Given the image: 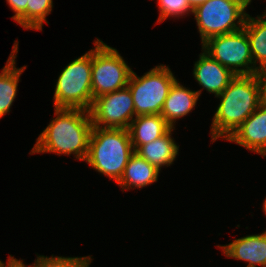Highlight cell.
<instances>
[{
	"instance_id": "6da1fadb",
	"label": "cell",
	"mask_w": 266,
	"mask_h": 267,
	"mask_svg": "<svg viewBox=\"0 0 266 267\" xmlns=\"http://www.w3.org/2000/svg\"><path fill=\"white\" fill-rule=\"evenodd\" d=\"M52 118L36 139L30 155L55 153L85 161L93 127L90 111L83 109L54 108Z\"/></svg>"
},
{
	"instance_id": "7a4b0ae2",
	"label": "cell",
	"mask_w": 266,
	"mask_h": 267,
	"mask_svg": "<svg viewBox=\"0 0 266 267\" xmlns=\"http://www.w3.org/2000/svg\"><path fill=\"white\" fill-rule=\"evenodd\" d=\"M215 98L220 103L211 124V140H227L231 134L262 104L256 75H236Z\"/></svg>"
},
{
	"instance_id": "3957f363",
	"label": "cell",
	"mask_w": 266,
	"mask_h": 267,
	"mask_svg": "<svg viewBox=\"0 0 266 267\" xmlns=\"http://www.w3.org/2000/svg\"><path fill=\"white\" fill-rule=\"evenodd\" d=\"M134 152L128 129L93 126L85 162L93 170L118 183Z\"/></svg>"
},
{
	"instance_id": "277c9868",
	"label": "cell",
	"mask_w": 266,
	"mask_h": 267,
	"mask_svg": "<svg viewBox=\"0 0 266 267\" xmlns=\"http://www.w3.org/2000/svg\"><path fill=\"white\" fill-rule=\"evenodd\" d=\"M91 73L92 49L74 59L61 71L54 90V108L89 111L93 104Z\"/></svg>"
},
{
	"instance_id": "5b68a950",
	"label": "cell",
	"mask_w": 266,
	"mask_h": 267,
	"mask_svg": "<svg viewBox=\"0 0 266 267\" xmlns=\"http://www.w3.org/2000/svg\"><path fill=\"white\" fill-rule=\"evenodd\" d=\"M249 0H208L193 10L201 44L210 37L244 28Z\"/></svg>"
},
{
	"instance_id": "8992f818",
	"label": "cell",
	"mask_w": 266,
	"mask_h": 267,
	"mask_svg": "<svg viewBox=\"0 0 266 267\" xmlns=\"http://www.w3.org/2000/svg\"><path fill=\"white\" fill-rule=\"evenodd\" d=\"M177 81L170 67L157 65L139 77L132 71L127 87L133 97L135 117L161 114L169 91Z\"/></svg>"
},
{
	"instance_id": "52a82bcc",
	"label": "cell",
	"mask_w": 266,
	"mask_h": 267,
	"mask_svg": "<svg viewBox=\"0 0 266 267\" xmlns=\"http://www.w3.org/2000/svg\"><path fill=\"white\" fill-rule=\"evenodd\" d=\"M132 68L116 48L97 38L92 49L91 89L95 98L127 87Z\"/></svg>"
},
{
	"instance_id": "ba28073f",
	"label": "cell",
	"mask_w": 266,
	"mask_h": 267,
	"mask_svg": "<svg viewBox=\"0 0 266 267\" xmlns=\"http://www.w3.org/2000/svg\"><path fill=\"white\" fill-rule=\"evenodd\" d=\"M202 51L235 75L255 74L250 41L244 29L210 37L202 43Z\"/></svg>"
},
{
	"instance_id": "9c48e42d",
	"label": "cell",
	"mask_w": 266,
	"mask_h": 267,
	"mask_svg": "<svg viewBox=\"0 0 266 267\" xmlns=\"http://www.w3.org/2000/svg\"><path fill=\"white\" fill-rule=\"evenodd\" d=\"M89 111L93 126L100 128L128 129L135 118L128 87L95 98Z\"/></svg>"
},
{
	"instance_id": "30bf717a",
	"label": "cell",
	"mask_w": 266,
	"mask_h": 267,
	"mask_svg": "<svg viewBox=\"0 0 266 267\" xmlns=\"http://www.w3.org/2000/svg\"><path fill=\"white\" fill-rule=\"evenodd\" d=\"M226 141L266 157V104L262 103Z\"/></svg>"
},
{
	"instance_id": "8fae6325",
	"label": "cell",
	"mask_w": 266,
	"mask_h": 267,
	"mask_svg": "<svg viewBox=\"0 0 266 267\" xmlns=\"http://www.w3.org/2000/svg\"><path fill=\"white\" fill-rule=\"evenodd\" d=\"M192 72L195 80L202 87V89L197 90L199 96H201L202 90L205 89L217 97L236 77L230 69L212 59L204 51L199 54V59L195 61Z\"/></svg>"
},
{
	"instance_id": "7c38bea8",
	"label": "cell",
	"mask_w": 266,
	"mask_h": 267,
	"mask_svg": "<svg viewBox=\"0 0 266 267\" xmlns=\"http://www.w3.org/2000/svg\"><path fill=\"white\" fill-rule=\"evenodd\" d=\"M228 258L247 263L246 267H266V230L260 234L234 239L227 245H217Z\"/></svg>"
},
{
	"instance_id": "4fadbf2b",
	"label": "cell",
	"mask_w": 266,
	"mask_h": 267,
	"mask_svg": "<svg viewBox=\"0 0 266 267\" xmlns=\"http://www.w3.org/2000/svg\"><path fill=\"white\" fill-rule=\"evenodd\" d=\"M187 88L177 80L165 99L161 115L172 128H175L174 124L178 119L187 116L194 110L200 98L197 91Z\"/></svg>"
},
{
	"instance_id": "5bb4252c",
	"label": "cell",
	"mask_w": 266,
	"mask_h": 267,
	"mask_svg": "<svg viewBox=\"0 0 266 267\" xmlns=\"http://www.w3.org/2000/svg\"><path fill=\"white\" fill-rule=\"evenodd\" d=\"M171 128L161 114L135 117L128 128L134 151L136 152L142 145L160 138Z\"/></svg>"
},
{
	"instance_id": "9a60e30c",
	"label": "cell",
	"mask_w": 266,
	"mask_h": 267,
	"mask_svg": "<svg viewBox=\"0 0 266 267\" xmlns=\"http://www.w3.org/2000/svg\"><path fill=\"white\" fill-rule=\"evenodd\" d=\"M19 41H14L12 52L6 61V65L0 72V119L10 112V108L15 101L18 83L21 74L27 66L16 67V58L18 53Z\"/></svg>"
},
{
	"instance_id": "2e32d148",
	"label": "cell",
	"mask_w": 266,
	"mask_h": 267,
	"mask_svg": "<svg viewBox=\"0 0 266 267\" xmlns=\"http://www.w3.org/2000/svg\"><path fill=\"white\" fill-rule=\"evenodd\" d=\"M160 170L134 152L128 160L124 173L117 183L122 192L130 189H142L158 181Z\"/></svg>"
},
{
	"instance_id": "e0dca14e",
	"label": "cell",
	"mask_w": 266,
	"mask_h": 267,
	"mask_svg": "<svg viewBox=\"0 0 266 267\" xmlns=\"http://www.w3.org/2000/svg\"><path fill=\"white\" fill-rule=\"evenodd\" d=\"M175 128H171L166 134L148 144L142 145L136 153L155 166L158 170L169 167L176 161L179 154V145L172 137Z\"/></svg>"
},
{
	"instance_id": "ac0fdd59",
	"label": "cell",
	"mask_w": 266,
	"mask_h": 267,
	"mask_svg": "<svg viewBox=\"0 0 266 267\" xmlns=\"http://www.w3.org/2000/svg\"><path fill=\"white\" fill-rule=\"evenodd\" d=\"M243 29L250 41L256 73L257 69L266 66V12L261 16L257 15V19L248 14Z\"/></svg>"
},
{
	"instance_id": "d6986e66",
	"label": "cell",
	"mask_w": 266,
	"mask_h": 267,
	"mask_svg": "<svg viewBox=\"0 0 266 267\" xmlns=\"http://www.w3.org/2000/svg\"><path fill=\"white\" fill-rule=\"evenodd\" d=\"M53 0H28L26 12L16 21L26 30L42 31L46 17L52 12Z\"/></svg>"
},
{
	"instance_id": "ffe728a7",
	"label": "cell",
	"mask_w": 266,
	"mask_h": 267,
	"mask_svg": "<svg viewBox=\"0 0 266 267\" xmlns=\"http://www.w3.org/2000/svg\"><path fill=\"white\" fill-rule=\"evenodd\" d=\"M92 256L83 257H62V256H44L37 255L33 263L34 267H89L92 262Z\"/></svg>"
},
{
	"instance_id": "44dd1931",
	"label": "cell",
	"mask_w": 266,
	"mask_h": 267,
	"mask_svg": "<svg viewBox=\"0 0 266 267\" xmlns=\"http://www.w3.org/2000/svg\"><path fill=\"white\" fill-rule=\"evenodd\" d=\"M156 2L160 11L157 18L158 23L164 22L170 17L178 19L183 18L184 15L193 14L188 0H157Z\"/></svg>"
},
{
	"instance_id": "7402d4cb",
	"label": "cell",
	"mask_w": 266,
	"mask_h": 267,
	"mask_svg": "<svg viewBox=\"0 0 266 267\" xmlns=\"http://www.w3.org/2000/svg\"><path fill=\"white\" fill-rule=\"evenodd\" d=\"M8 6L15 13L12 19L16 22L27 10L28 0H6Z\"/></svg>"
},
{
	"instance_id": "603a6c76",
	"label": "cell",
	"mask_w": 266,
	"mask_h": 267,
	"mask_svg": "<svg viewBox=\"0 0 266 267\" xmlns=\"http://www.w3.org/2000/svg\"><path fill=\"white\" fill-rule=\"evenodd\" d=\"M255 75L260 85L261 101L266 104V66L257 69Z\"/></svg>"
},
{
	"instance_id": "cb8c5ba5",
	"label": "cell",
	"mask_w": 266,
	"mask_h": 267,
	"mask_svg": "<svg viewBox=\"0 0 266 267\" xmlns=\"http://www.w3.org/2000/svg\"><path fill=\"white\" fill-rule=\"evenodd\" d=\"M27 264L23 263L22 259H16V258H12L9 263H8V267H34L33 264L26 266Z\"/></svg>"
},
{
	"instance_id": "d4e9b609",
	"label": "cell",
	"mask_w": 266,
	"mask_h": 267,
	"mask_svg": "<svg viewBox=\"0 0 266 267\" xmlns=\"http://www.w3.org/2000/svg\"><path fill=\"white\" fill-rule=\"evenodd\" d=\"M208 0H188V3L190 4L191 8L194 10L197 6L205 3Z\"/></svg>"
},
{
	"instance_id": "484cf974",
	"label": "cell",
	"mask_w": 266,
	"mask_h": 267,
	"mask_svg": "<svg viewBox=\"0 0 266 267\" xmlns=\"http://www.w3.org/2000/svg\"><path fill=\"white\" fill-rule=\"evenodd\" d=\"M13 258L12 255H10L8 258H7V263H4L0 260V267H8V263L9 261Z\"/></svg>"
},
{
	"instance_id": "4316f807",
	"label": "cell",
	"mask_w": 266,
	"mask_h": 267,
	"mask_svg": "<svg viewBox=\"0 0 266 267\" xmlns=\"http://www.w3.org/2000/svg\"><path fill=\"white\" fill-rule=\"evenodd\" d=\"M262 207H263V212L266 215V198L264 200V203H263V206Z\"/></svg>"
}]
</instances>
